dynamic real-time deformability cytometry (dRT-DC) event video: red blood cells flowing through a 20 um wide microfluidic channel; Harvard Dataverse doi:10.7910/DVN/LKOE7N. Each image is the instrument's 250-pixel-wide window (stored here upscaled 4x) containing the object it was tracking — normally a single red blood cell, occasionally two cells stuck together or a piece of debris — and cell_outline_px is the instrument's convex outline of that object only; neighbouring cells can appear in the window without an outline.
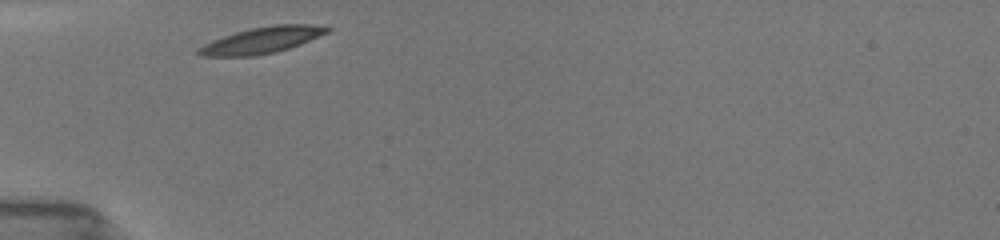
{"species": "common noctule bat (a hibernating species)", "species_latin": "Nyctalus noctula", "temperature_condition": "room temperature", "stored_images_in_passage": 24, "camera_frame_rate_fps": 3000, "um_per_image_px": 0.085, "animal": {"sex": "female", "body_mass_g": 19.5, "forearm_length_mm": 54.1}, "frame": {"image": 1, "passage_image": 1, "time_ms": 0.0, "image_size_px": [1000, 240], "cell_outline_px": [[332, 28], [328, 32], [300, 44], [276, 52], [256, 56], [200, 56], [196, 52], [196, 48], [204, 44], [224, 36], [236, 32], [252, 28], [276, 24], [328, 24]], "centroid_in_image_um": [22.31, 3.4], "position_along_channel_um": 62.7, "area_um2": 19.77}}
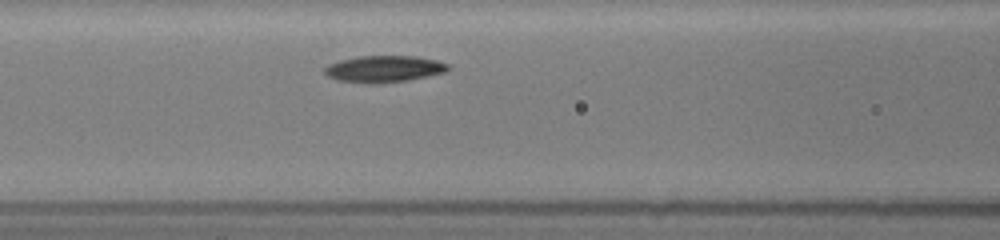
{"frame": {"image": 2, "passage_image": 6, "time_ms": 2.0, "image_size_px": [1000, 240], "cell_outline_px": [[448, 72], [408, 80], [376, 84], [368, 84], [336, 80], [328, 76], [324, 72], [324, 68], [328, 64], [340, 60], [360, 56], [416, 56], [436, 60], [448, 64]], "centroid_in_image_um": [32.63, 5.87], "position_along_channel_um": 134.0, "area_um2": 19.31}}
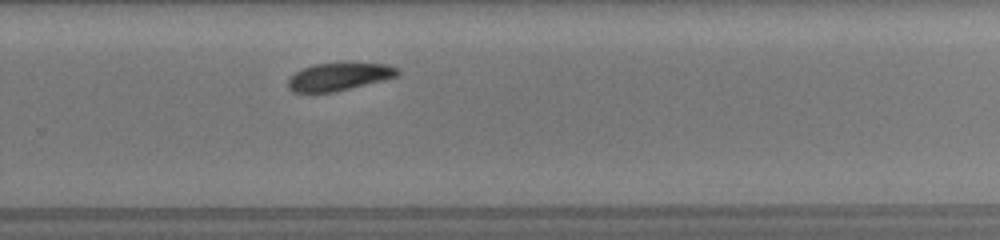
{"frame": {"image": 3, "passage_image": 24, "time_ms": 6.333, "image_size_px": [1000, 240], "cell_outline_px": [[400, 72], [396, 76], [384, 80], [336, 92], [292, 92], [288, 88], [288, 80], [296, 72], [312, 64], [388, 64], [400, 68]], "centroid_in_image_um": [28.83, 6.53], "position_along_channel_um": 301.0, "area_um2": 17.46}}